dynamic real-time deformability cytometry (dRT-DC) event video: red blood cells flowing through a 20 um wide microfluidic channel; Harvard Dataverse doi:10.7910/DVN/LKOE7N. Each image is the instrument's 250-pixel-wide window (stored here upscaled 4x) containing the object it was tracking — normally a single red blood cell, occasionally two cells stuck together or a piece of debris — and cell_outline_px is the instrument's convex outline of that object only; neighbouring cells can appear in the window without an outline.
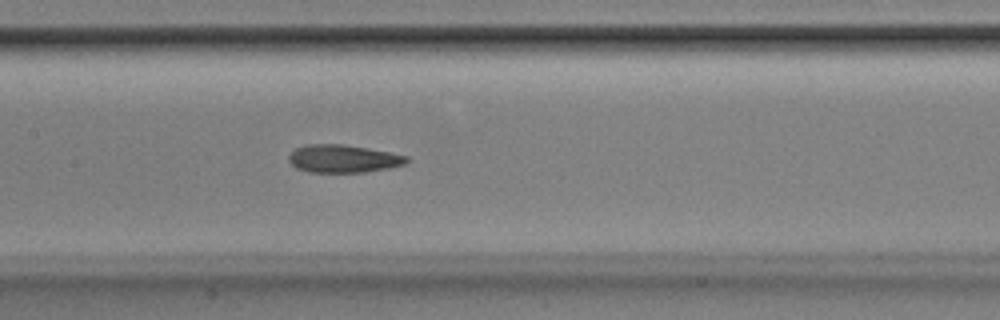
{"species": "Egyptian fruit bat (a non-hibernating species)", "species_latin": "Rousettus aegyptiacus", "temperature_condition": "room temperature", "stored_images_in_passage": 26, "camera_frame_rate_fps": 3000, "um_per_image_px": 0.085, "animal": {"sex": "male"}, "frame": {"image": 1, "passage_image": 22, "time_ms": 7.0, "image_size_px": [1000, 320], "cell_outline_px": [[408, 160], [404, 164], [388, 168], [364, 172], [308, 172], [296, 168], [288, 160], [288, 156], [296, 148], [308, 144], [344, 144], [368, 148], [408, 156]], "centroid_in_image_um": [29.15, 13.48], "position_along_channel_um": 178.3, "area_um2": 19.02}}
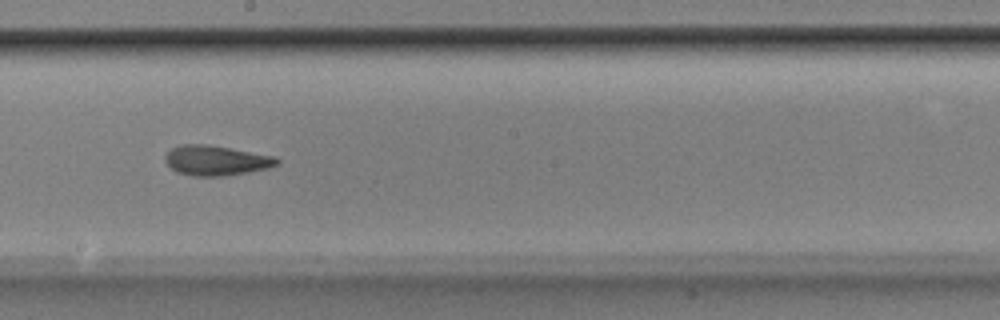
{"frame": {"image": 2, "passage_image": 26, "time_ms": 8.333, "image_size_px": [1000, 320], "cell_outline_px": [[280, 164], [268, 168], [224, 176], [192, 176], [176, 172], [164, 160], [164, 156], [172, 148], [180, 144], [208, 144], [276, 156], [280, 160]], "centroid_in_image_um": [18.38, 13.63], "position_along_channel_um": 229.8, "area_um2": 19.65}}